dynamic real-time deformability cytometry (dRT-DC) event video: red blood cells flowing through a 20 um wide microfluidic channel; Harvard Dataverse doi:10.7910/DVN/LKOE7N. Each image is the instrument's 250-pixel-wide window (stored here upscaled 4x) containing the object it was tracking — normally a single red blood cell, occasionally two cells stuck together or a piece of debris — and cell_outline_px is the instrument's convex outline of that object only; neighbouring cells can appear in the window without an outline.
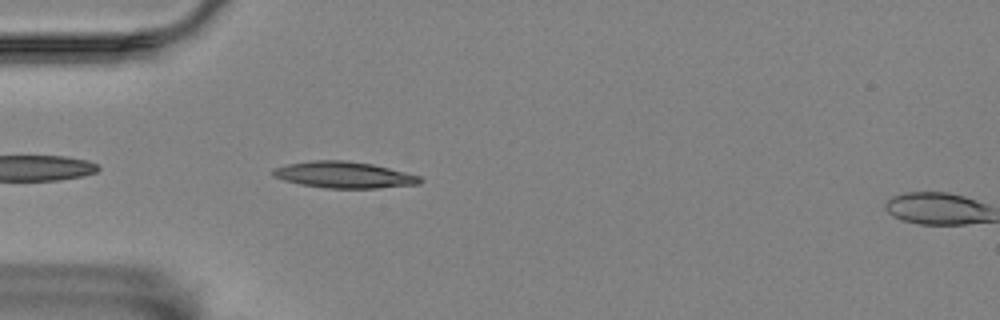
{"species": "Egyptian fruit bat (a non-hibernating species)", "species_latin": "Rousettus aegyptiacus", "temperature_condition": "room temperature", "stored_images_in_passage": 4, "camera_frame_rate_fps": 3000, "um_per_image_px": 0.085, "animal": {"sex": "female"}, "frame": {"image": 1, "passage_image": 3, "time_ms": 0.667, "image_size_px": [1000, 320], "cell_outline_px": [[424, 180], [420, 184], [376, 188], [324, 188], [300, 184], [284, 180], [272, 176], [272, 168], [284, 164], [312, 160], [348, 160], [372, 164], [420, 176]], "centroid_in_image_um": [29.19, 14.85], "position_along_channel_um": 55.8, "area_um2": 22.77}}